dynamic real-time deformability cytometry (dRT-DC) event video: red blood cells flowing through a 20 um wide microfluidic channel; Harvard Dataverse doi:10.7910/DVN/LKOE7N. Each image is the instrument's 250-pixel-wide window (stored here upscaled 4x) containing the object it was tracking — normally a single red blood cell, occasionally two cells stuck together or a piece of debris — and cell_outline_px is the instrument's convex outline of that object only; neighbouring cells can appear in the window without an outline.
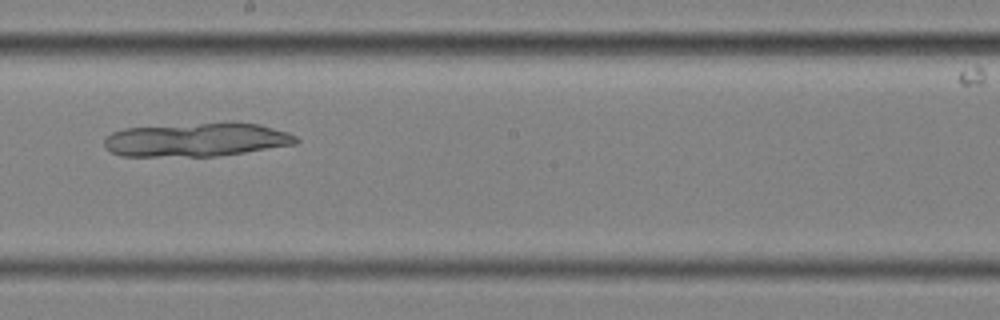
{"species": "common noctule bat (a hibernating species)", "species_latin": "Nyctalus noctula", "temperature_condition": "cold", "stored_images_in_passage": 15, "camera_frame_rate_fps": 3000, "um_per_image_px": 0.085, "animal": {"sex": "female", "body_mass_g": 25.1}, "frame": {"image": 1, "passage_image": 9, "time_ms": 2.667, "image_size_px": [1000, 320], "cell_outline_px": [[300, 140], [296, 144], [244, 152], [216, 156], [120, 156], [112, 152], [104, 144], [104, 140], [112, 132], [124, 128], [200, 124], [260, 124], [288, 132], [296, 136]], "centroid_in_image_um": [16.71, 11.9], "position_along_channel_um": 231.5, "area_um2": 36.82}}
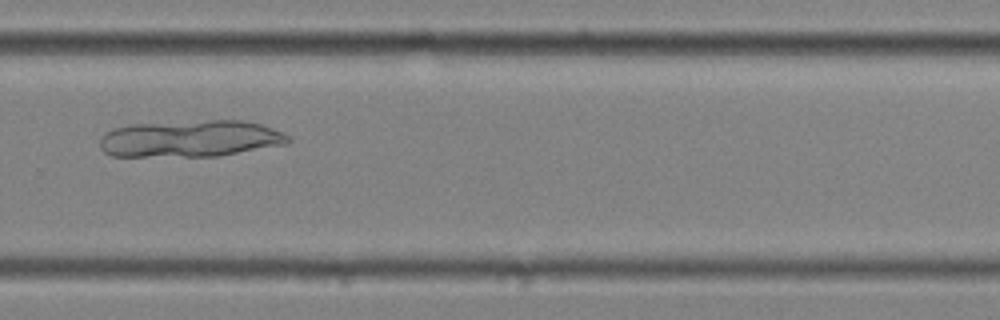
{"frame": {"image": 2, "passage_image": 11, "time_ms": 3.333, "image_size_px": [1000, 320], "cell_outline_px": [[292, 140], [288, 144], [216, 156], [112, 156], [104, 152], [100, 148], [100, 136], [104, 132], [112, 128], [132, 124], [212, 120], [244, 120], [260, 124], [284, 132]], "centroid_in_image_um": [16.17, 11.78], "position_along_channel_um": 313.6, "area_um2": 40.58}}
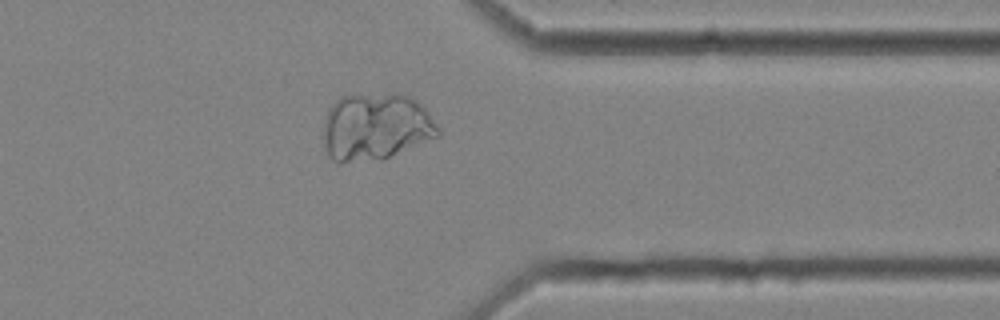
{"frame": {"image": 3, "passage_image": 13, "time_ms": 4.0, "image_size_px": [1000, 320], "cell_outline_px": [[440, 136], [380, 160], [340, 164], [332, 160], [328, 156], [324, 144], [324, 120], [328, 108], [340, 96], [408, 96], [416, 100], [428, 112], [440, 128]], "centroid_in_image_um": [31.91, 10.85], "position_along_channel_um": 379.5, "area_um2": 44.68}}